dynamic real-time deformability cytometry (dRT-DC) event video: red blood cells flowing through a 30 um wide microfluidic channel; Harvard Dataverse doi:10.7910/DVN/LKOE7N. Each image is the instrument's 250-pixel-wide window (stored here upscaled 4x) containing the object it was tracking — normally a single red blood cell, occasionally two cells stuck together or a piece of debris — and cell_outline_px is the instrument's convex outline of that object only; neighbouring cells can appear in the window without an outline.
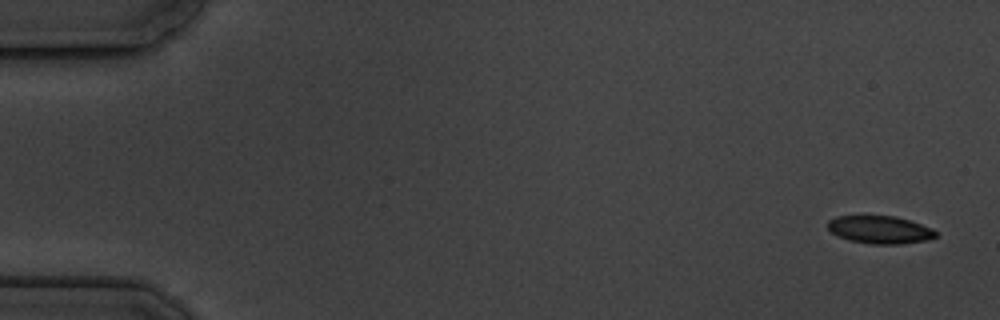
{"species": "common noctule bat (a hibernating species)", "species_latin": "Nyctalus noctula", "temperature_condition": "cold", "stored_images_in_passage": 5, "camera_frame_rate_fps": 3000, "um_per_image_px": 0.085, "animal": {"sex": "male", "body_mass_g": 19.5, "forearm_length_mm": 54.6}, "frame": {"image": 1, "passage_image": 1, "time_ms": 0.0, "image_size_px": [1000, 320], "cell_outline_px": [[936, 236], [928, 240], [900, 244], [872, 244], [848, 240], [832, 232], [828, 228], [828, 220], [836, 216], [896, 216], [932, 228], [936, 232]], "centroid_in_image_um": [74.79, 19.52], "position_along_channel_um": 10.2, "area_um2": 17.34}}